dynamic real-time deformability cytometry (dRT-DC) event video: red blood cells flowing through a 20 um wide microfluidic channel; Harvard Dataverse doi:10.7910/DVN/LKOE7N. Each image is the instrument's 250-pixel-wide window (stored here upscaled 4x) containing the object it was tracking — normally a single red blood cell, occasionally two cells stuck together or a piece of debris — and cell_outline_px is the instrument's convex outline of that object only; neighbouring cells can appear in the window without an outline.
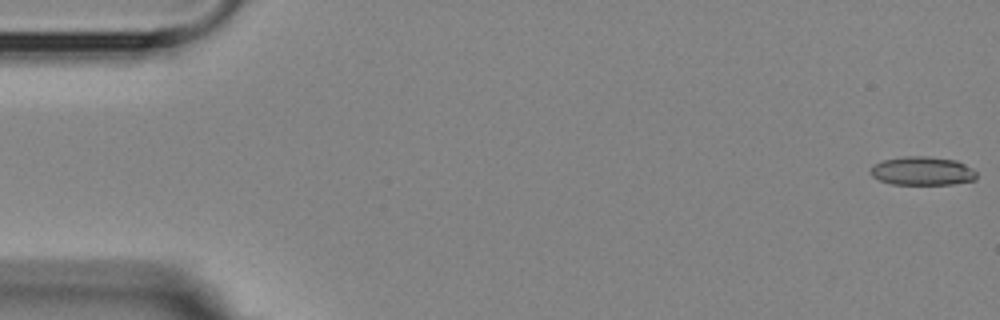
{"species": "Egyptian fruit bat (a non-hibernating species)", "species_latin": "Rousettus aegyptiacus", "temperature_condition": "room temperature", "stored_images_in_passage": 5, "camera_frame_rate_fps": 3000, "um_per_image_px": 0.085, "animal": {"sex": "female"}, "frame": {"image": 1, "passage_image": 1, "time_ms": 0.0, "image_size_px": [1000, 320], "cell_outline_px": [[976, 180], [952, 184], [892, 184], [880, 180], [872, 176], [868, 172], [872, 164], [884, 160], [904, 156], [928, 156], [956, 160], [972, 168], [976, 172]], "centroid_in_image_um": [78.38, 14.53], "position_along_channel_um": 6.6, "area_um2": 17.8}}
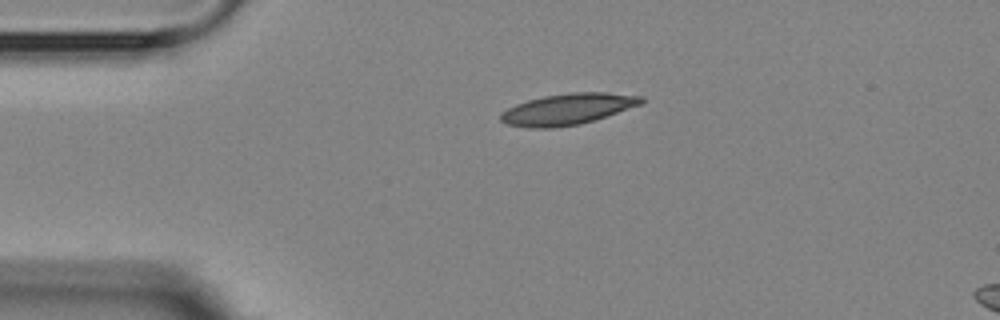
{"frame": {"image": 2, "passage_image": 5, "time_ms": 6.333, "image_size_px": [1000, 320], "cell_outline_px": [[644, 104], [580, 124], [552, 128], [528, 128], [504, 124], [500, 120], [500, 112], [516, 104], [528, 100], [544, 96], [572, 92], [608, 92], [644, 96]], "centroid_in_image_um": [48.26, 9.27], "position_along_channel_um": 36.7, "area_um2": 25.72}}